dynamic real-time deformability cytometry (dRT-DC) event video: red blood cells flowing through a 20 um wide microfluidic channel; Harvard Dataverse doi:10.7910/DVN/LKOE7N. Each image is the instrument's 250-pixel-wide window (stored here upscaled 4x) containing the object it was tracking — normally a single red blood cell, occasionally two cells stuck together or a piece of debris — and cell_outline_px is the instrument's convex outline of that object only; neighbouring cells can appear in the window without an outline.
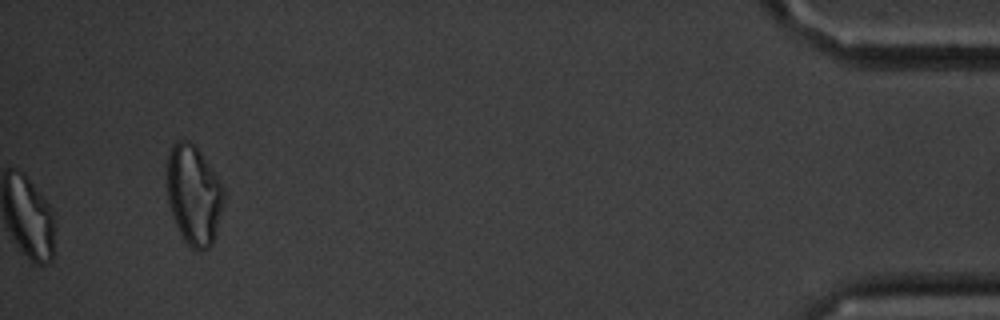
{"species": "common noctule bat (a hibernating species)", "species_latin": "Nyctalus noctula", "temperature_condition": "cold", "stored_images_in_passage": 61, "camera_frame_rate_fps": 3000, "um_per_image_px": 0.085, "animal": {"sex": "male", "body_mass_g": 20.1, "forearm_length_mm": 53.5}, "frame": {"image": 1, "passage_image": 61, "time_ms": 20.0, "image_size_px": [1000, 320], "cell_outline_px": [[224, 200], [216, 236], [212, 244], [208, 248], [192, 248], [184, 240], [172, 216], [168, 200], [168, 156], [172, 144], [176, 140], [188, 140], [196, 148], [216, 176], [224, 188]], "centroid_in_image_um": [16.48, 16.59], "position_along_channel_um": 418.7, "area_um2": 32.37}, "authors_computed_cell_mechanics": {"area_um2": 17.051, "velocity_mm_per_s": 3.3148, "shape_relaxation_time_tau1_ms": 3.2379, "shape_relaxation_time_tau2_ms": 3.3614, "deformation_change_tau1": 0.1575, "deformation_change_tau2": 0.1209}}